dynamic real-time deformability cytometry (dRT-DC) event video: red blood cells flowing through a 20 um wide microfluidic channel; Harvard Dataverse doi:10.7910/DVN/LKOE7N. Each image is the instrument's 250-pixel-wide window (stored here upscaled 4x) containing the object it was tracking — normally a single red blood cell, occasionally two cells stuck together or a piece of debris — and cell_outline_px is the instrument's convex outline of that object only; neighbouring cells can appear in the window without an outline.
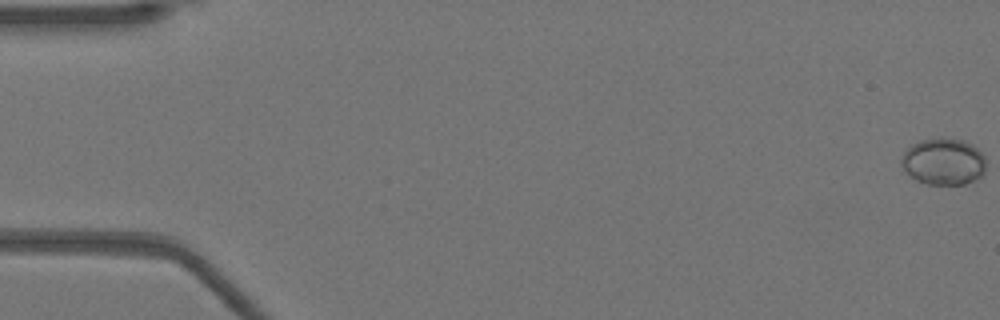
{"species": "Egyptian fruit bat (a non-hibernating species)", "species_latin": "Rousettus aegyptiacus", "temperature_condition": "warm", "stored_images_in_passage": 12, "camera_frame_rate_fps": 3000, "um_per_image_px": 0.085, "animal": {"sex": "female"}, "frame": {"image": 1, "passage_image": 1, "time_ms": 0.0, "image_size_px": [1000, 320], "cell_outline_px": [[984, 176], [964, 184], [928, 184], [916, 180], [908, 176], [900, 164], [900, 160], [904, 152], [912, 144], [920, 140], [964, 140], [972, 144], [984, 156]], "centroid_in_image_um": [80.17, 13.77], "position_along_channel_um": 4.8, "area_um2": 22.77}}